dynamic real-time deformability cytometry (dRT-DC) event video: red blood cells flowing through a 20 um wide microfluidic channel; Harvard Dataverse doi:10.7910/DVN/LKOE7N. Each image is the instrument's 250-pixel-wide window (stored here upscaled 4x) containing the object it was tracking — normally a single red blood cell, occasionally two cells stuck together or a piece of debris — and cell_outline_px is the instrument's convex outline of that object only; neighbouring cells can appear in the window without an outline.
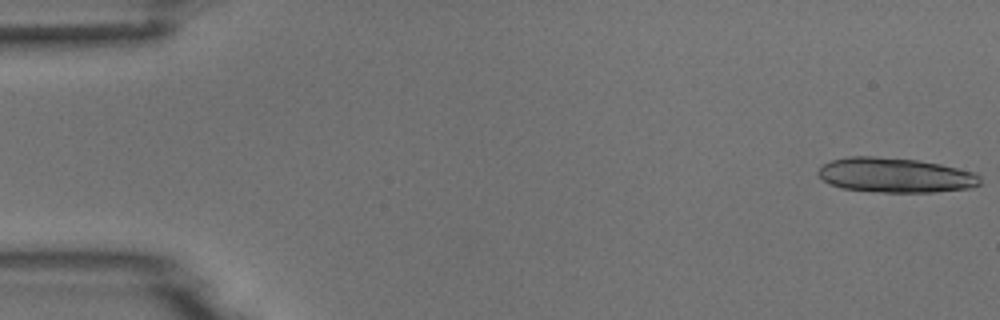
{"species": "common noctule bat (a hibernating species)", "species_latin": "Nyctalus noctula", "temperature_condition": "room temperature", "stored_images_in_passage": 3, "camera_frame_rate_fps": 3000, "um_per_image_px": 0.085, "animal": {"sex": "male", "body_mass_g": 18.8}, "frame": {"image": 1, "passage_image": 1, "time_ms": 0.0, "image_size_px": [1000, 320], "cell_outline_px": [[980, 184], [972, 188], [932, 192], [884, 192], [840, 188], [824, 180], [816, 172], [824, 164], [832, 160], [848, 156], [872, 156], [920, 160], [940, 164], [972, 172], [980, 176]], "centroid_in_image_um": [76.1, 14.89], "position_along_channel_um": 8.9, "area_um2": 32.6}}